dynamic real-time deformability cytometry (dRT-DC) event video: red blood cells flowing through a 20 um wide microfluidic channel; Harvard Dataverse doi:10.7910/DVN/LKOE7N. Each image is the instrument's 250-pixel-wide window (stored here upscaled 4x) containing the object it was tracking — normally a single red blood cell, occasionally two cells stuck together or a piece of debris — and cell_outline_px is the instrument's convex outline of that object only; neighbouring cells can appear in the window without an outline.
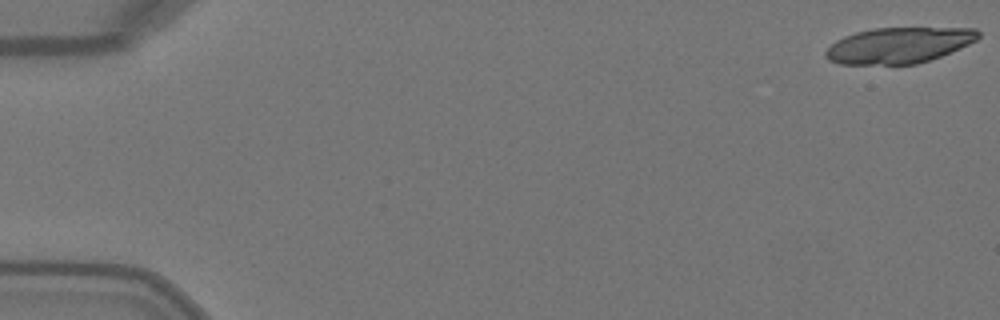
{"species": "Egyptian fruit bat (a non-hibernating species)", "species_latin": "Rousettus aegyptiacus", "temperature_condition": "warm", "stored_images_in_passage": 15, "camera_frame_rate_fps": 3000, "um_per_image_px": 0.085, "animal": {"sex": "female"}, "frame": {"image": 1, "passage_image": 1, "time_ms": 0.0, "image_size_px": [1000, 320], "cell_outline_px": [[980, 36], [976, 40], [960, 48], [940, 56], [916, 64], [840, 64], [828, 60], [824, 56], [824, 52], [836, 40], [844, 36], [856, 32], [872, 28], [976, 28], [980, 32]], "centroid_in_image_um": [76.38, 3.84], "position_along_channel_um": 8.6, "area_um2": 31.79}}